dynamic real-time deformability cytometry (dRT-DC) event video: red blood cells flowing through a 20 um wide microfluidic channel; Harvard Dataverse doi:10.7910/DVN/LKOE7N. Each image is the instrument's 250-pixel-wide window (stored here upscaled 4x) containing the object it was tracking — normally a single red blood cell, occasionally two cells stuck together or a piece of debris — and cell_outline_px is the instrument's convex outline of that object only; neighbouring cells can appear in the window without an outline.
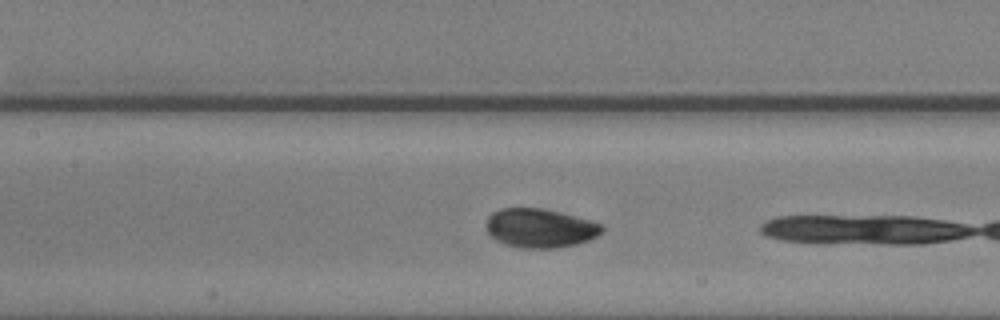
{"species": "common noctule bat (a hibernating species)", "species_latin": "Nyctalus noctula", "temperature_condition": "warm", "stored_images_in_passage": 13, "camera_frame_rate_fps": 3000, "um_per_image_px": 0.085, "animal": {"sex": "male", "body_mass_g": 20.5, "forearm_length_mm": 52.5}, "frame": {"image": 1, "passage_image": 8, "time_ms": 2.333, "image_size_px": [1000, 320], "cell_outline_px": [[604, 228], [596, 236], [588, 240], [576, 244], [552, 248], [520, 248], [504, 244], [496, 240], [488, 232], [488, 216], [492, 212], [500, 208], [540, 208], [560, 212], [604, 224]], "centroid_in_image_um": [45.9, 19.39], "position_along_channel_um": 161.5, "area_um2": 26.13}}
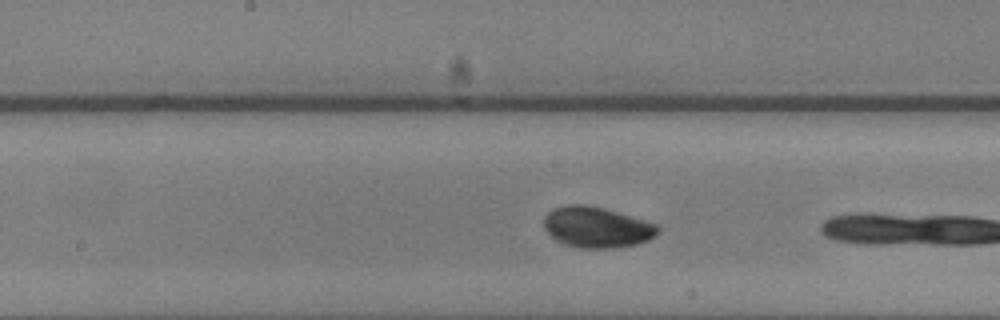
{"frame": {"image": 2, "passage_image": 11, "time_ms": 3.333, "image_size_px": [1000, 320], "cell_outline_px": [[660, 232], [656, 236], [648, 240], [636, 244], [620, 248], [576, 248], [564, 244], [548, 236], [544, 228], [544, 216], [552, 208], [568, 204], [584, 204], [604, 208], [644, 220], [656, 224], [660, 228]], "centroid_in_image_um": [50.7, 19.32], "position_along_channel_um": 197.5, "area_um2": 27.51}}